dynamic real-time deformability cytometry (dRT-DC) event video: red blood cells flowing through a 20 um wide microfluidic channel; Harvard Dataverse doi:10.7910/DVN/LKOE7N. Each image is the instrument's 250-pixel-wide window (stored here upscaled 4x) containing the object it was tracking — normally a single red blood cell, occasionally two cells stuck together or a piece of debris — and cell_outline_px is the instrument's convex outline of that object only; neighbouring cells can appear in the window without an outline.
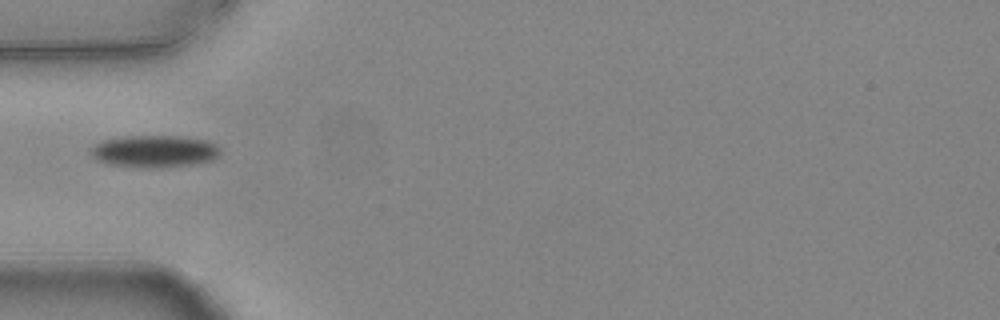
{"species": "common noctule bat (a hibernating species)", "species_latin": "Nyctalus noctula", "temperature_condition": "warm", "stored_images_in_passage": 4, "camera_frame_rate_fps": 3000, "um_per_image_px": 0.085, "animal": {"sex": "female", "body_mass_g": 24.6, "forearm_length_mm": 56.2}, "frame": {"image": 1, "passage_image": 1, "time_ms": 0.0, "image_size_px": [1000, 320], "cell_outline_px": [[220, 152], [212, 160], [196, 164], [152, 168], [144, 168], [112, 164], [100, 160], [92, 156], [92, 148], [96, 144], [104, 140], [124, 136], [184, 136], [208, 140], [216, 144], [220, 148]], "centroid_in_image_um": [13.2, 12.85], "position_along_channel_um": 71.8, "area_um2": 24.1}}